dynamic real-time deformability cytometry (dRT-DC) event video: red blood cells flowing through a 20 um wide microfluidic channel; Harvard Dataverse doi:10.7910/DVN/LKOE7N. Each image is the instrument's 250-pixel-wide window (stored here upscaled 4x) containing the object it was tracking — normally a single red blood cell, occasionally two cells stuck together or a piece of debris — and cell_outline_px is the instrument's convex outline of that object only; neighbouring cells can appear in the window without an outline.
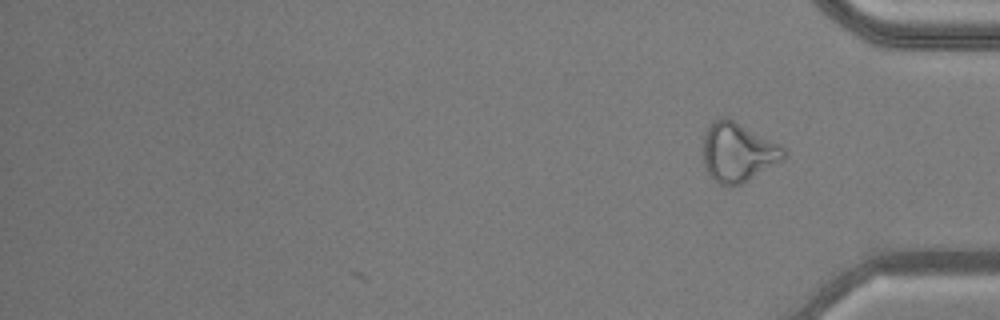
{"species": "common noctule bat (a hibernating species)", "species_latin": "Nyctalus noctula", "temperature_condition": "warm", "stored_images_in_passage": 37, "camera_frame_rate_fps": 3000, "um_per_image_px": 0.085, "animal": {"sex": "male", "body_mass_g": 20.5, "forearm_length_mm": 52.5}, "frame": {"image": 1, "passage_image": 37, "time_ms": 12.0, "image_size_px": [1000, 320], "cell_outline_px": [[784, 160], [748, 180], [740, 184], [720, 184], [708, 172], [704, 164], [704, 132], [716, 120], [724, 116], [780, 144], [784, 148]], "centroid_in_image_um": [62.74, 12.94], "position_along_channel_um": 372.5, "area_um2": 27.05}, "authors_computed_cell_mechanics": {"area_um2": 25.3164, "velocity_mm_per_s": 3.8685, "shape_relaxation_time_tau1_ms": null, "shape_relaxation_time_tau2_ms": 2.7469, "deformation_change_tau1": null, "deformation_change_tau2": 0.1422}}